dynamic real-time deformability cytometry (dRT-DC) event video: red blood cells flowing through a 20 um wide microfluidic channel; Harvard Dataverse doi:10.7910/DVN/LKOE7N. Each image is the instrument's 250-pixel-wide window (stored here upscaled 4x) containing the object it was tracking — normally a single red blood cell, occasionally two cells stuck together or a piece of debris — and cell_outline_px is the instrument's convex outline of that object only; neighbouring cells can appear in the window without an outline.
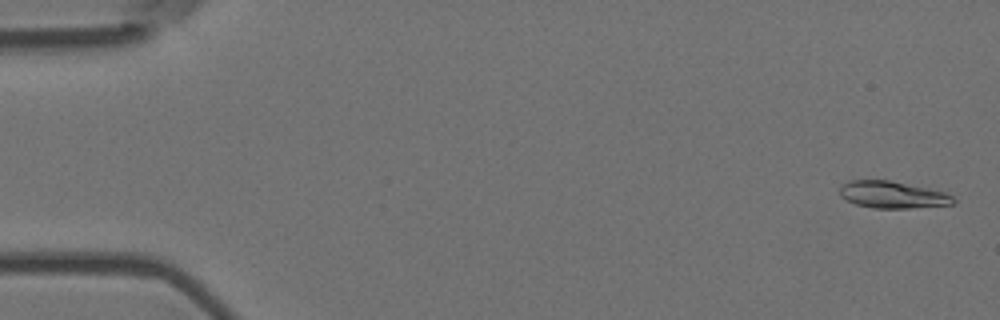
{"species": "Egyptian fruit bat (a non-hibernating species)", "species_latin": "Rousettus aegyptiacus", "temperature_condition": "room temperature", "stored_images_in_passage": 57, "segment_of_instrument_passage": [1, 2], "camera_frame_rate_fps": 3000, "um_per_image_px": 0.085, "animal": {"sex": "female"}, "frame": {"image": 1, "passage_image": 2, "time_ms": 0.333, "image_size_px": [1000, 320], "cell_outline_px": [[956, 200], [952, 204], [908, 208], [872, 208], [856, 204], [840, 196], [840, 184], [848, 180], [892, 180], [928, 188], [944, 192], [952, 196]], "centroid_in_image_um": [75.83, 16.54], "position_along_channel_um": 9.2, "area_um2": 17.86}}
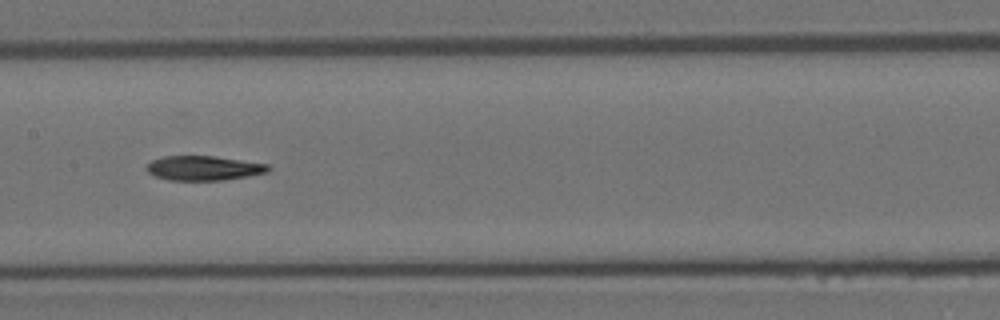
{"frame": {"image": 2, "passage_image": 28, "time_ms": 9.0, "image_size_px": [1000, 320], "cell_outline_px": [[272, 168], [268, 172], [248, 176], [220, 180], [168, 180], [156, 176], [148, 172], [148, 164], [152, 160], [164, 156], [212, 156], [268, 164]], "centroid_in_image_um": [17.34, 14.29], "position_along_channel_um": 190.1, "area_um2": 17.17}}
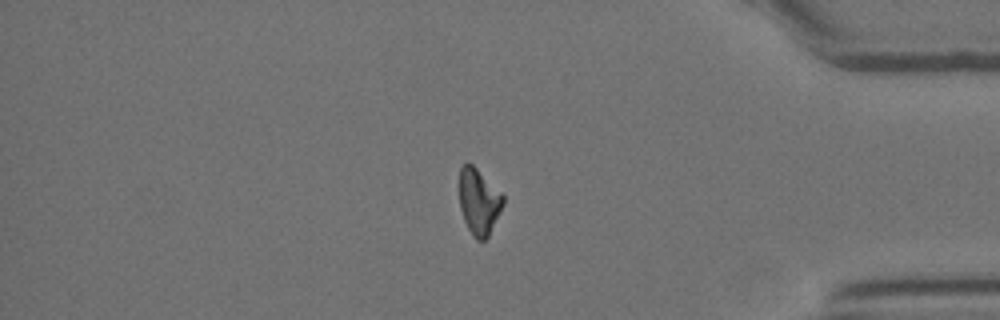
{"frame": {"image": 3, "passage_image": 47, "time_ms": 15.333, "image_size_px": [1000, 320], "cell_outline_px": [[504, 204], [488, 236], [484, 240], [476, 240], [472, 236], [464, 220], [460, 208], [460, 168], [468, 160], [504, 196]], "centroid_in_image_um": [40.69, 17.14], "position_along_channel_um": 394.5, "area_um2": 16.65}}